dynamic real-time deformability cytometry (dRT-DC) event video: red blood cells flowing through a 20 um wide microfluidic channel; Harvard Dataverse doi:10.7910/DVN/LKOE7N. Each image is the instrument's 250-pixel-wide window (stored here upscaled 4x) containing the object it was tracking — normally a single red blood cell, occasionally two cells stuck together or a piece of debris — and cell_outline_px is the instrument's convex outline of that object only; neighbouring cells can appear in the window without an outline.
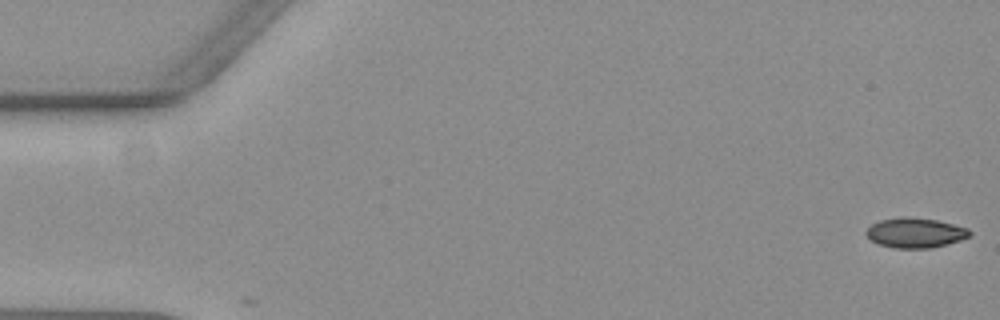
{"species": "common noctule bat (a hibernating species)", "species_latin": "Nyctalus noctula", "temperature_condition": "warm", "stored_images_in_passage": 2, "camera_frame_rate_fps": 3000, "um_per_image_px": 0.085, "animal": {"sex": "female", "body_mass_g": 19.3, "forearm_length_mm": 54.1}, "frame": {"image": 1, "passage_image": 1, "time_ms": 0.0, "image_size_px": [1000, 320], "cell_outline_px": [[972, 232], [968, 236], [960, 240], [928, 248], [896, 248], [880, 244], [872, 240], [864, 232], [872, 224], [880, 220], [900, 216], [904, 216], [936, 220], [968, 228]], "centroid_in_image_um": [77.78, 19.77], "position_along_channel_um": 7.2, "area_um2": 17.74}}